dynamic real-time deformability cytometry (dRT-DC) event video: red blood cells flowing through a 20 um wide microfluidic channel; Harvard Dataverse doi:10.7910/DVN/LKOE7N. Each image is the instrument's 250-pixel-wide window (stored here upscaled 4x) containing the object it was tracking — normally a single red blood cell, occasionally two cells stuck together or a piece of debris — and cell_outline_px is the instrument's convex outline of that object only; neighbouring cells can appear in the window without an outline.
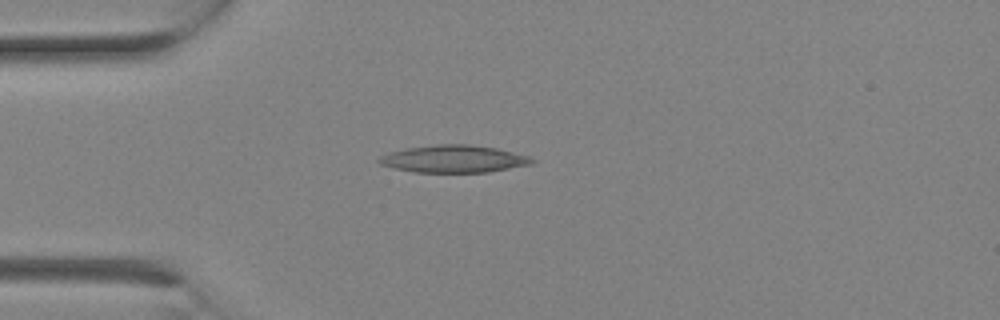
{"species": "Egyptian fruit bat (a non-hibernating species)", "species_latin": "Rousettus aegyptiacus", "temperature_condition": "room temperature", "stored_images_in_passage": 2, "camera_frame_rate_fps": 3000, "um_per_image_px": 0.085, "animal": {"sex": "female"}, "frame": {"image": 1, "passage_image": 2, "time_ms": 0.333, "image_size_px": [1000, 320], "cell_outline_px": [[536, 160], [532, 164], [488, 172], [412, 172], [380, 164], [376, 160], [380, 156], [388, 152], [408, 148], [436, 144], [468, 144], [496, 148], [528, 156]], "centroid_in_image_um": [38.55, 13.5], "position_along_channel_um": 46.4, "area_um2": 24.28}}